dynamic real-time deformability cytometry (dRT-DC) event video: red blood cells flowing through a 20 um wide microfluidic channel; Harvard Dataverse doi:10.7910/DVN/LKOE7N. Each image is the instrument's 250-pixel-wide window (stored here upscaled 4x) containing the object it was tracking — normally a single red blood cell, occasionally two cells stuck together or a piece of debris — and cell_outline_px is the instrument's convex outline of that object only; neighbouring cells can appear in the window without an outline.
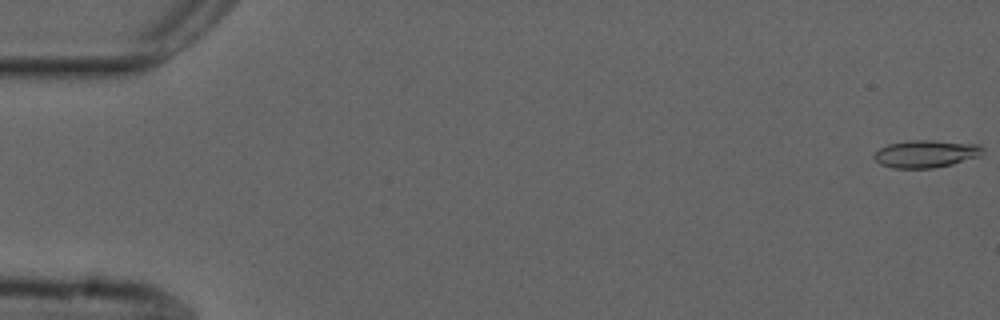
{"species": "common noctule bat (a hibernating species)", "species_latin": "Nyctalus noctula", "temperature_condition": "cold", "stored_images_in_passage": 55, "camera_frame_rate_fps": 3000, "um_per_image_px": 0.085, "animal": {"sex": "male", "forearm_length_mm": 52.5}, "frame": {"image": 1, "passage_image": 1, "time_ms": 0.0, "image_size_px": [1000, 320], "cell_outline_px": [[984, 152], [980, 156], [952, 164], [932, 168], [892, 168], [880, 164], [872, 156], [880, 148], [888, 144], [908, 140], [932, 140], [980, 144], [984, 148]], "centroid_in_image_um": [78.72, 13.06], "position_along_channel_um": 6.3, "area_um2": 17.51}}
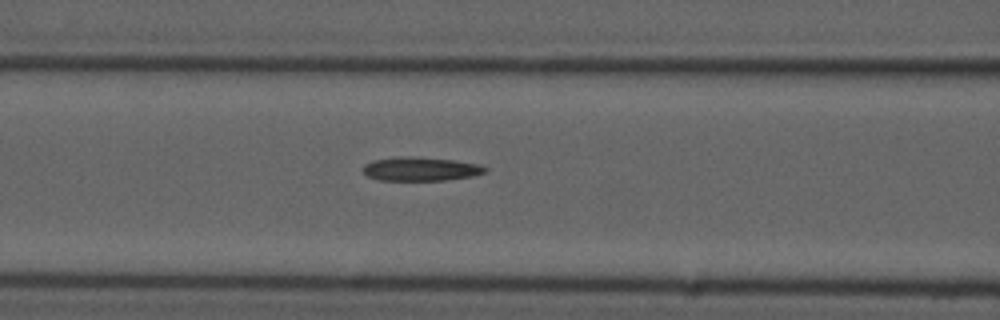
{"frame": {"image": 2, "passage_image": 23, "time_ms": 7.333, "image_size_px": [1000, 320], "cell_outline_px": [[488, 172], [472, 176], [444, 180], [380, 180], [368, 176], [364, 172], [364, 164], [372, 160], [400, 156], [408, 156], [452, 160], [480, 164], [488, 168]], "centroid_in_image_um": [35.78, 14.36], "position_along_channel_um": 130.8, "area_um2": 16.88}}
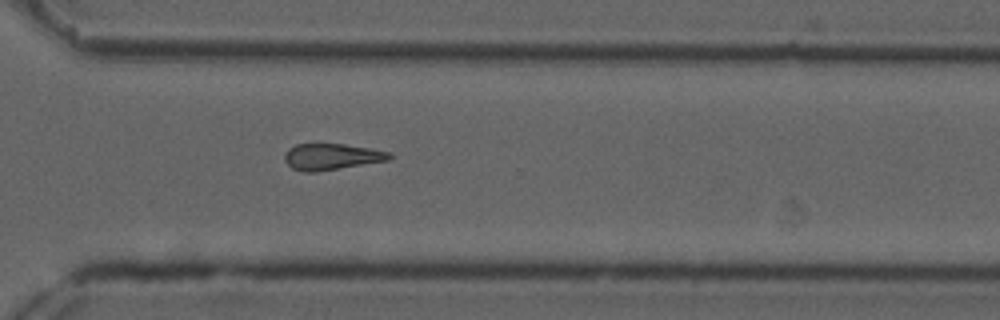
{"frame": {"image": 3, "passage_image": 40, "time_ms": 13.0, "image_size_px": [1000, 320], "cell_outline_px": [[392, 156], [388, 160], [316, 172], [304, 172], [292, 168], [284, 160], [284, 156], [288, 148], [296, 144], [344, 144], [372, 148], [392, 152]], "centroid_in_image_um": [28.18, 13.31], "position_along_channel_um": 342.4, "area_um2": 16.07}}